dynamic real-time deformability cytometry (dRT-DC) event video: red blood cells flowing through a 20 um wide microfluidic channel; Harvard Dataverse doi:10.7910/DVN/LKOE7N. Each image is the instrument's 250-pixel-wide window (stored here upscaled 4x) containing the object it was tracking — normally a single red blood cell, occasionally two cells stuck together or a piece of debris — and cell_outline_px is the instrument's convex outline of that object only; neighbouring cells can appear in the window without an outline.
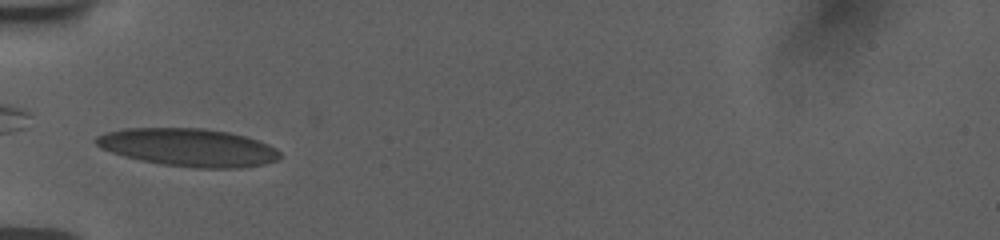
{"species": "human", "species_latin": "Homo sapiens", "temperature_condition": "room temperature", "stored_images_in_passage": 35, "camera_frame_rate_fps": 3000, "um_per_image_px": 0.085, "donor": {"sex": "female"}, "frame": {"image": 1, "passage_image": 1, "time_ms": 0.0, "image_size_px": [1000, 240], "cell_outline_px": [[280, 160], [264, 164], [240, 168], [196, 168], [160, 164], [140, 160], [124, 156], [100, 148], [96, 144], [96, 136], [108, 132], [128, 128], [200, 128], [228, 132], [244, 136], [268, 144], [276, 148], [280, 152]], "centroid_in_image_um": [16.04, 12.54], "position_along_channel_um": 69.0, "area_um2": 40.52}}
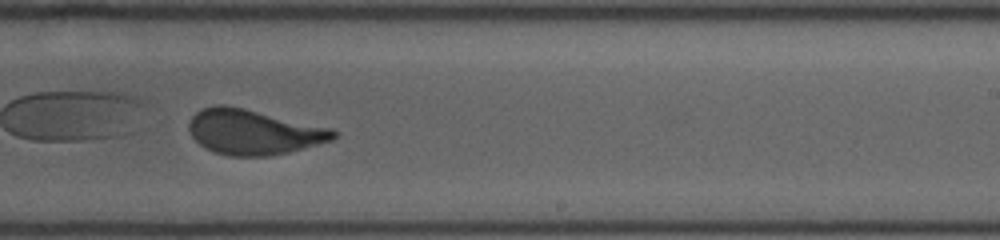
{"frame": {"image": 2, "passage_image": 17, "time_ms": 5.333, "image_size_px": [1000, 240], "cell_outline_px": [[336, 136], [332, 140], [288, 152], [268, 156], [228, 156], [216, 152], [200, 144], [192, 136], [188, 128], [188, 124], [192, 116], [196, 112], [204, 108], [220, 104], [224, 104], [244, 108], [332, 128], [336, 132]], "centroid_in_image_um": [21.54, 11.21], "position_along_channel_um": 267.5, "area_um2": 37.63}}
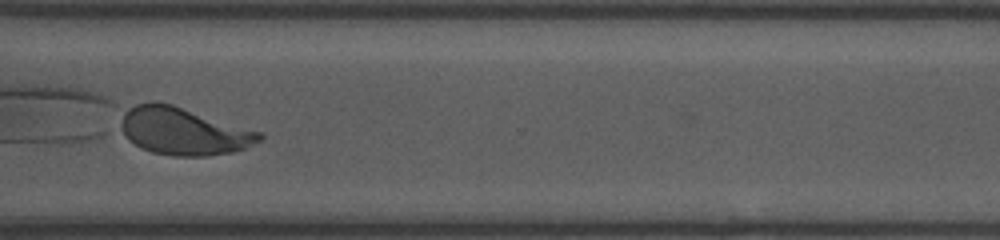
{"frame": {"image": 3, "passage_image": 24, "time_ms": 7.667, "image_size_px": [1000, 240], "cell_outline_px": [[264, 136], [260, 140], [244, 148], [232, 152], [208, 156], [172, 156], [152, 152], [140, 148], [120, 132], [120, 124], [124, 112], [128, 108], [136, 104], [152, 100], [156, 100], [172, 104], [260, 132]], "centroid_in_image_um": [15.53, 11.14], "position_along_channel_um": 355.1, "area_um2": 38.32}, "authors_computed_cell_mechanics": {"area_um2": 38.4948, "velocity_mm_per_s": 3.757, "shape_relaxation_time_tau1_ms": 5.579, "shape_relaxation_time_tau2_ms": null, "deformation_change_tau1": 0.1766, "deformation_change_tau2": null}}